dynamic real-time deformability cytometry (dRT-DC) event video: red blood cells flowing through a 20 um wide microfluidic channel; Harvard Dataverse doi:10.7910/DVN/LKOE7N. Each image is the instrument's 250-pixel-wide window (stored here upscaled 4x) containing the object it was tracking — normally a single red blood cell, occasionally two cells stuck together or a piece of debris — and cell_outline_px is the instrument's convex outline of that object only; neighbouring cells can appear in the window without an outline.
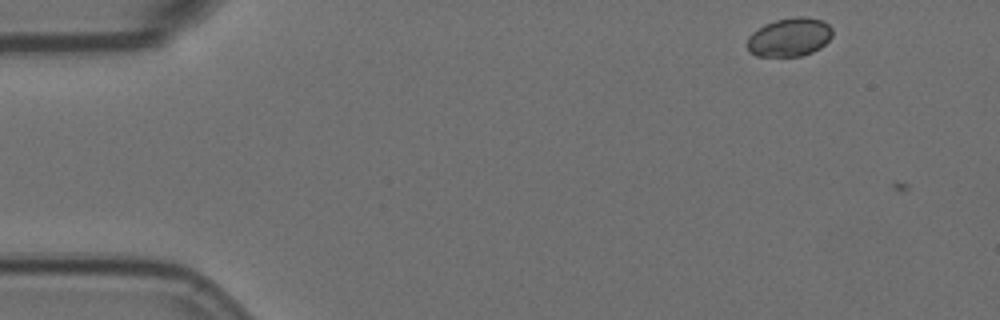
{"species": "Egyptian fruit bat (a non-hibernating species)", "species_latin": "Rousettus aegyptiacus", "temperature_condition": "room temperature", "stored_images_in_passage": 2, "camera_frame_rate_fps": 3000, "um_per_image_px": 0.085, "animal": {"sex": "female"}, "frame": {"image": 1, "passage_image": 1, "time_ms": 0.0, "image_size_px": [1000, 320], "cell_outline_px": [[832, 36], [820, 48], [812, 52], [800, 56], [756, 56], [748, 52], [748, 36], [752, 32], [764, 24], [776, 20], [796, 16], [804, 16], [824, 20], [832, 28]], "centroid_in_image_um": [67.1, 3.15], "position_along_channel_um": 17.9, "area_um2": 19.31}}